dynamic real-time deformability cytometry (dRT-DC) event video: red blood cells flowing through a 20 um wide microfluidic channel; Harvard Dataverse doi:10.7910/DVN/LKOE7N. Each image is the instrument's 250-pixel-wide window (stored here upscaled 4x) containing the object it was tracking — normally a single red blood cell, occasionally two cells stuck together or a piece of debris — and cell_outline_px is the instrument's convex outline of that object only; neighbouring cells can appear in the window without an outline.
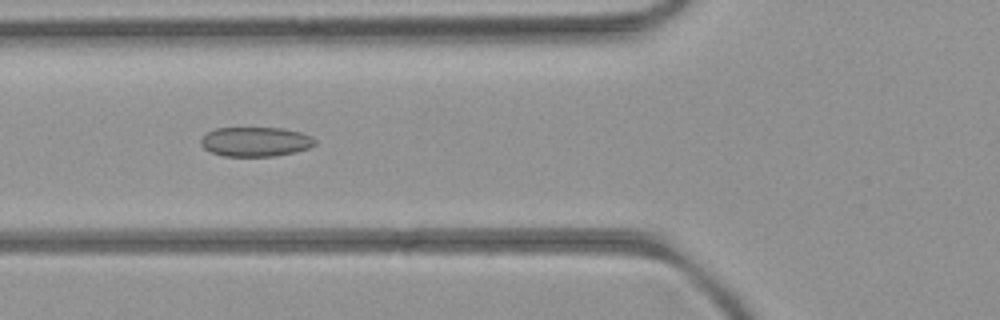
{"species": "common noctule bat (a hibernating species)", "species_latin": "Nyctalus noctula", "temperature_condition": "room temperature", "stored_images_in_passage": 8, "camera_frame_rate_fps": 3000, "um_per_image_px": 0.085, "animal": {"sex": "female", "body_mass_g": 21.9}, "frame": {"image": 1, "passage_image": 6, "time_ms": 6.333, "image_size_px": [1000, 320], "cell_outline_px": [[316, 144], [308, 148], [296, 152], [272, 156], [224, 156], [212, 152], [204, 148], [200, 144], [200, 140], [208, 132], [216, 128], [284, 128], [300, 132], [312, 136], [316, 140]], "centroid_in_image_um": [21.74, 12.04], "position_along_channel_um": 104.1, "area_um2": 19.59}}
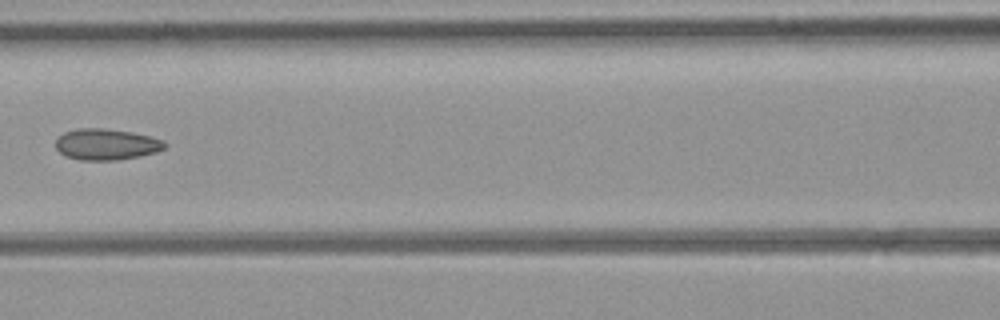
{"frame": {"image": 2, "passage_image": 7, "time_ms": 7.667, "image_size_px": [1000, 320], "cell_outline_px": [[168, 144], [164, 148], [156, 152], [140, 156], [116, 160], [80, 160], [64, 156], [56, 148], [56, 140], [64, 132], [80, 128], [104, 128], [132, 132], [152, 136], [164, 140]], "centroid_in_image_um": [9.06, 12.27], "position_along_channel_um": 157.5, "area_um2": 19.94}}
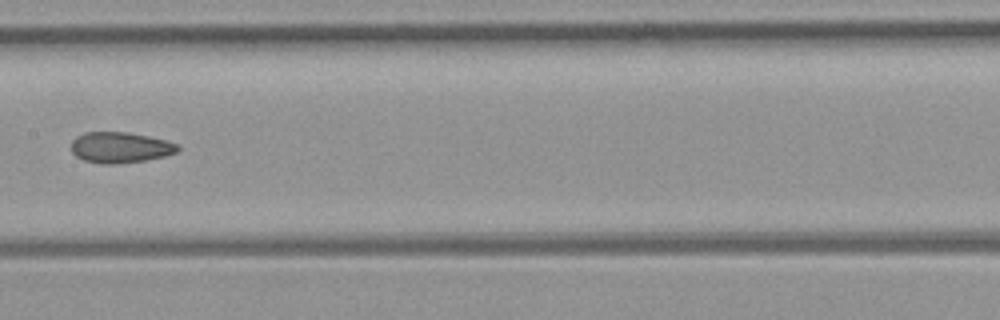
{"frame": {"image": 3, "passage_image": 8, "time_ms": 8.667, "image_size_px": [1000, 320], "cell_outline_px": [[180, 148], [176, 152], [164, 156], [148, 160], [116, 164], [100, 164], [84, 160], [76, 156], [72, 152], [72, 140], [76, 136], [84, 132], [128, 132], [168, 140], [180, 144]], "centroid_in_image_um": [10.24, 12.53], "position_along_channel_um": 197.2, "area_um2": 19.36}}